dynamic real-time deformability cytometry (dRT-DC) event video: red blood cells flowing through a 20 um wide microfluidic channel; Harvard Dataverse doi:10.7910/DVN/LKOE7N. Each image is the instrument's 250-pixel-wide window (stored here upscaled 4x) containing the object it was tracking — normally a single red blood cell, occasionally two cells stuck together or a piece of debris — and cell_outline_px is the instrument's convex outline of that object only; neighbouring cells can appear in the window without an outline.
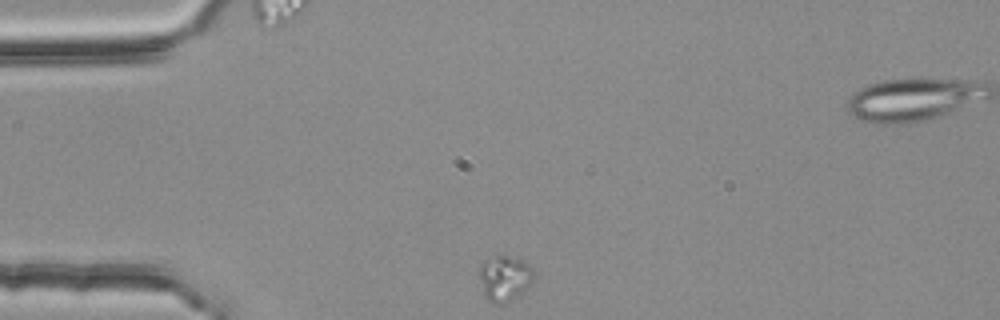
{"species": "common noctule bat (a hibernating species)", "species_latin": "Nyctalus noctula", "temperature_condition": "room temperature", "stored_images_in_passage": 34, "camera_frame_rate_fps": 3000, "um_per_image_px": 0.085, "animal": {"sex": "female", "body_mass_g": 25.1}, "frame": {"image": 1, "passage_image": 1, "time_ms": 0.0, "image_size_px": [1000, 320], "cell_outline_px": [[532, 284], [520, 296], [500, 304], [492, 304], [484, 296], [480, 280], [480, 268], [484, 260], [496, 256], [520, 256], [532, 268]], "centroid_in_image_um": [42.91, 23.65], "position_along_channel_um": 42.1, "area_um2": 14.62}}